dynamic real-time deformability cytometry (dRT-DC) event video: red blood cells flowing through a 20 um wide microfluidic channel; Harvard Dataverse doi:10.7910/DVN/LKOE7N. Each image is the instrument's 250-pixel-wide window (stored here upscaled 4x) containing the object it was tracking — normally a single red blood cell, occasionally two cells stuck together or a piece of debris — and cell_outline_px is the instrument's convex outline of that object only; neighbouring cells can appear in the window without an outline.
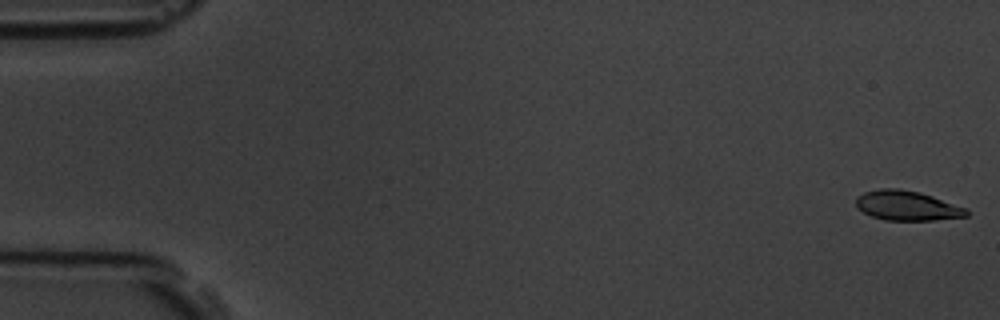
{"species": "common noctule bat (a hibernating species)", "species_latin": "Nyctalus noctula", "temperature_condition": "room temperature", "stored_images_in_passage": 7, "camera_frame_rate_fps": 3000, "um_per_image_px": 0.085, "animal": {"sex": "male", "body_mass_g": 19.5, "forearm_length_mm": 54.6}, "frame": {"image": 1, "passage_image": 1, "time_ms": 0.0, "image_size_px": [1000, 320], "cell_outline_px": [[968, 216], [932, 220], [884, 220], [872, 216], [856, 208], [856, 196], [864, 192], [880, 188], [900, 188], [920, 192], [968, 208]], "centroid_in_image_um": [77.08, 17.47], "position_along_channel_um": 7.9, "area_um2": 19.25}}
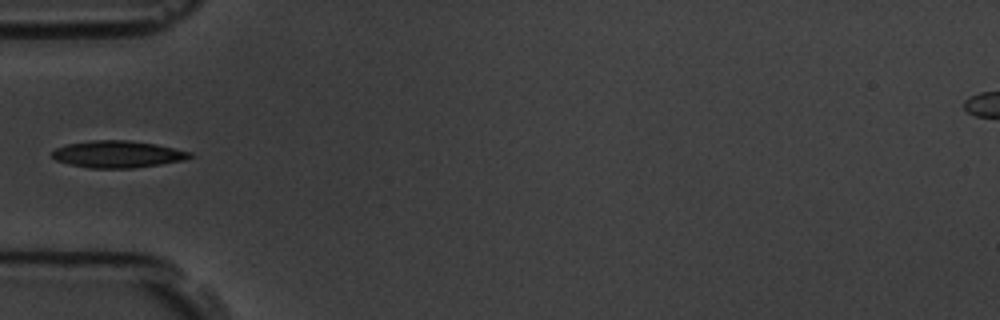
{"frame": {"image": 2, "passage_image": 6, "time_ms": 5.667, "image_size_px": [1000, 320], "cell_outline_px": [[196, 156], [184, 160], [160, 164], [132, 168], [88, 168], [56, 160], [52, 156], [52, 152], [56, 148], [68, 144], [92, 140], [128, 140], [156, 144], [192, 152]], "centroid_in_image_um": [10.05, 13.1], "position_along_channel_um": 75.0, "area_um2": 21.56}}
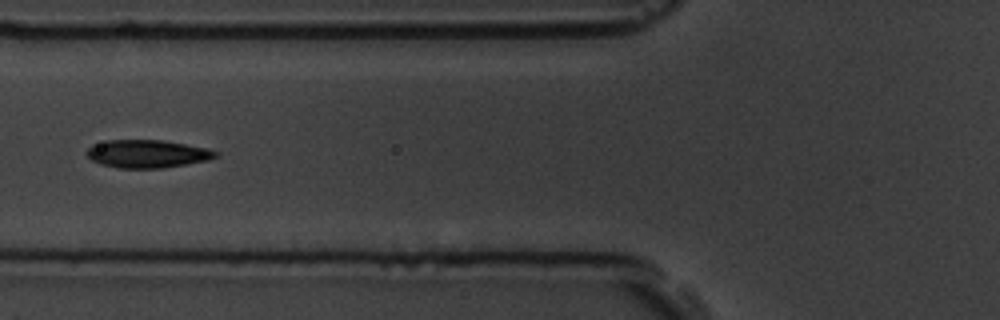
{"frame": {"image": 3, "passage_image": 7, "time_ms": 6.667, "image_size_px": [1000, 320], "cell_outline_px": [[220, 156], [208, 160], [164, 168], [116, 168], [100, 164], [92, 160], [88, 156], [88, 148], [92, 144], [108, 140], [160, 140], [208, 148], [220, 152]], "centroid_in_image_um": [12.55, 13.08], "position_along_channel_um": 113.2, "area_um2": 21.04}}